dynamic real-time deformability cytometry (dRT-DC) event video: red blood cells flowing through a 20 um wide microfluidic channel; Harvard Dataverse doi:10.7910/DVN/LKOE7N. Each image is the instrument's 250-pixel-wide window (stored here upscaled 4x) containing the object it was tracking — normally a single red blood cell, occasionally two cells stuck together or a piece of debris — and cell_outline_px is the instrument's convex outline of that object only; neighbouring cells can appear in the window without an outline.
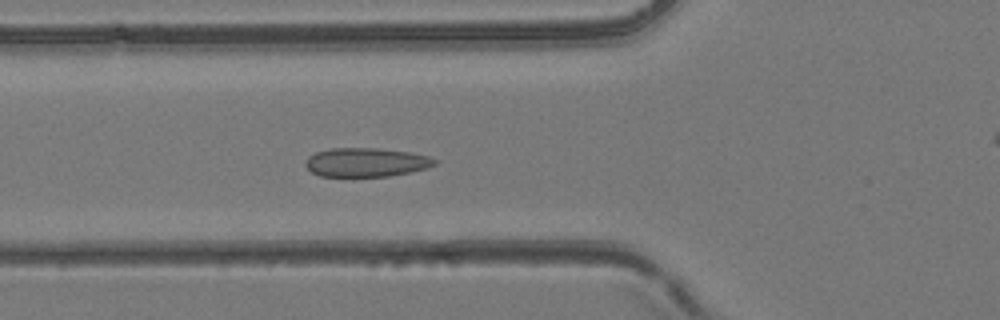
{"species": "common noctule bat (a hibernating species)", "species_latin": "Nyctalus noctula", "temperature_condition": "room temperature", "stored_images_in_passage": 45, "camera_frame_rate_fps": 3000, "um_per_image_px": 0.085, "animal": {"sex": "female", "body_mass_g": 24.6, "forearm_length_mm": 56.2}, "frame": {"image": 1, "passage_image": 14, "time_ms": 4.333, "image_size_px": [1000, 320], "cell_outline_px": [[436, 164], [428, 168], [412, 172], [388, 176], [352, 180], [320, 176], [312, 172], [304, 164], [308, 156], [316, 152], [328, 148], [376, 148], [408, 152], [428, 156], [436, 160]], "centroid_in_image_um": [31.06, 13.85], "position_along_channel_um": 94.7, "area_um2": 22.72}}
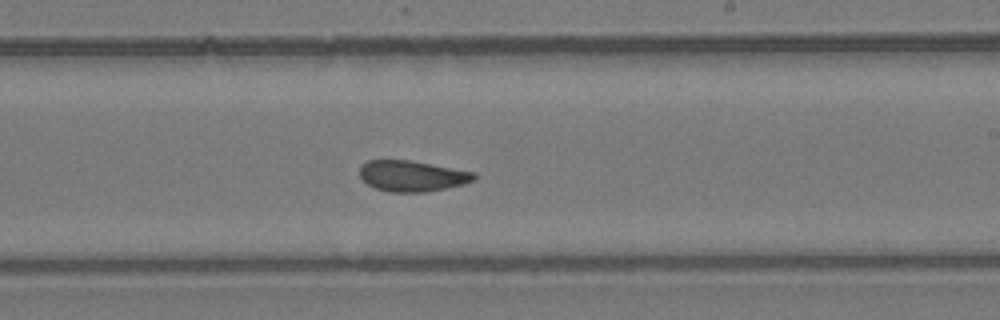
{"frame": {"image": 2, "passage_image": 25, "time_ms": 8.0, "image_size_px": [1000, 320], "cell_outline_px": [[476, 180], [464, 184], [424, 192], [388, 192], [376, 188], [368, 184], [360, 176], [360, 168], [368, 160], [408, 160], [476, 172]], "centroid_in_image_um": [35.05, 14.96], "position_along_channel_um": 253.9, "area_um2": 20.4}}
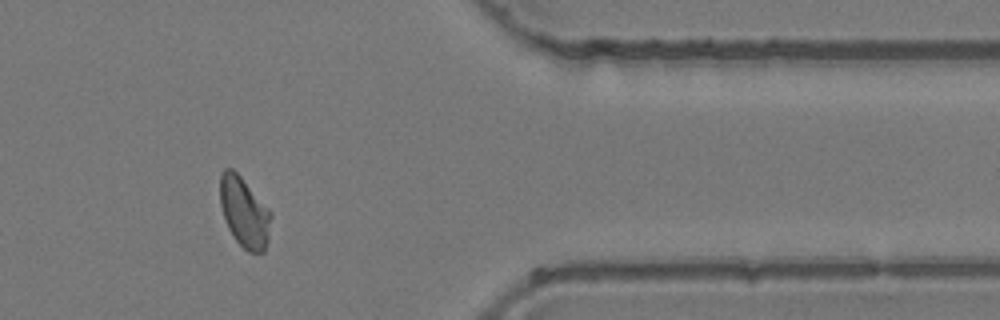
{"frame": {"image": 3, "passage_image": 36, "time_ms": 11.667, "image_size_px": [1000, 320], "cell_outline_px": [[272, 216], [268, 240], [264, 252], [248, 252], [236, 240], [228, 228], [224, 220], [220, 204], [220, 172], [224, 168], [232, 168], [240, 176], [272, 212]], "centroid_in_image_um": [20.76, 18.03], "position_along_channel_um": 390.6, "area_um2": 20.87}}